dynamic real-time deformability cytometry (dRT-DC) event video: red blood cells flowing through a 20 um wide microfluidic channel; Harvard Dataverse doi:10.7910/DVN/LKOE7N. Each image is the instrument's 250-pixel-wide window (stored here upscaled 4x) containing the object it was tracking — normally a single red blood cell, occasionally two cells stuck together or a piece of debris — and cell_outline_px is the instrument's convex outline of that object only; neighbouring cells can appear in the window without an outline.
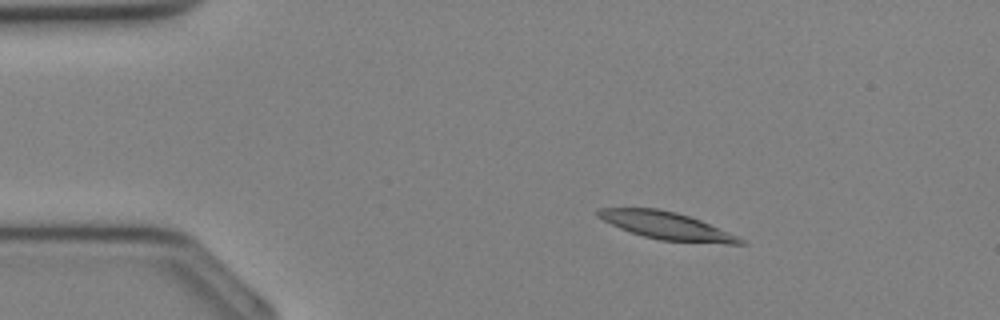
{"species": "Egyptian fruit bat (a non-hibernating species)", "species_latin": "Rousettus aegyptiacus", "temperature_condition": "cold", "stored_images_in_passage": 33, "camera_frame_rate_fps": 3000, "um_per_image_px": 0.085, "animal": {"sex": "female"}, "frame": {"image": 1, "passage_image": 4, "time_ms": 1.0, "image_size_px": [1000, 320], "cell_outline_px": [[748, 244], [728, 244], [660, 240], [644, 236], [620, 228], [596, 216], [596, 208], [656, 208], [676, 212], [700, 220], [748, 240]], "centroid_in_image_um": [56.71, 19.19], "position_along_channel_um": 28.3, "area_um2": 22.66}}
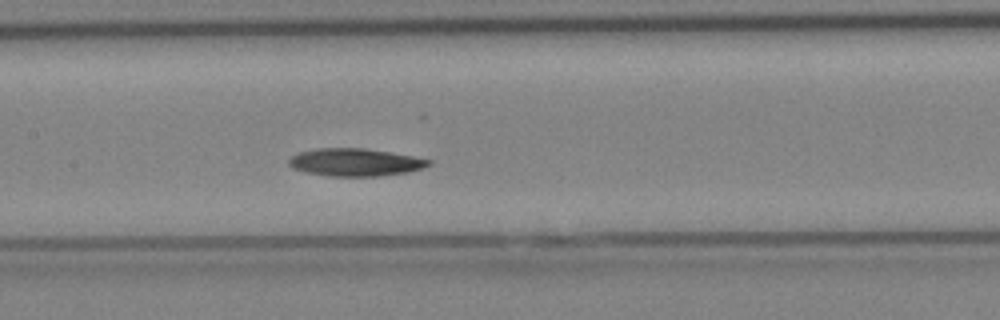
{"frame": {"image": 2, "passage_image": 15, "time_ms": 4.667, "image_size_px": [1000, 320], "cell_outline_px": [[432, 164], [424, 168], [408, 172], [380, 176], [328, 176], [304, 172], [292, 168], [288, 164], [288, 160], [296, 152], [316, 148], [364, 148], [412, 156], [432, 160]], "centroid_in_image_um": [30.16, 13.79], "position_along_channel_um": 177.2, "area_um2": 22.72}}
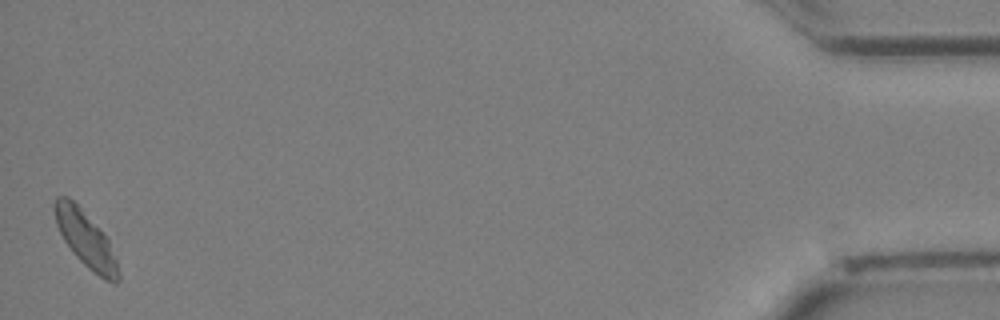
{"frame": {"image": 3, "passage_image": 33, "time_ms": 10.667, "image_size_px": [1000, 320], "cell_outline_px": [[120, 280], [116, 284], [104, 280], [92, 272], [72, 252], [64, 240], [56, 224], [52, 208], [52, 204], [56, 196], [68, 196], [80, 208], [108, 240], [116, 260], [120, 272]], "centroid_in_image_um": [7.26, 20.36], "position_along_channel_um": 427.9, "area_um2": 20.52}}